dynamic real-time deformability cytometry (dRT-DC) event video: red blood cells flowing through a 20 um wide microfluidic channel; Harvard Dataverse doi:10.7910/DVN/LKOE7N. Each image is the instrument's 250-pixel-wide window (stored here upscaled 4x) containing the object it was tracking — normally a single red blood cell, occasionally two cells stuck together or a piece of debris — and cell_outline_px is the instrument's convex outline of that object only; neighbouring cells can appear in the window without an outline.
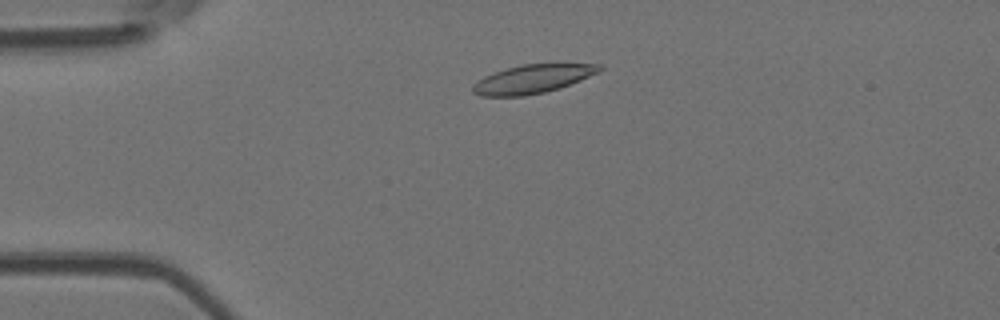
{"species": "Egyptian fruit bat (a non-hibernating species)", "species_latin": "Rousettus aegyptiacus", "temperature_condition": "room temperature", "stored_images_in_passage": 48, "camera_frame_rate_fps": 3000, "um_per_image_px": 0.085, "animal": {"sex": "female"}, "frame": {"image": 1, "passage_image": 8, "time_ms": 2.333, "image_size_px": [1000, 320], "cell_outline_px": [[604, 68], [600, 72], [560, 88], [544, 92], [524, 96], [480, 96], [472, 92], [472, 84], [484, 76], [520, 64], [600, 64]], "centroid_in_image_um": [45.27, 6.72], "position_along_channel_um": 39.7, "area_um2": 21.04}}
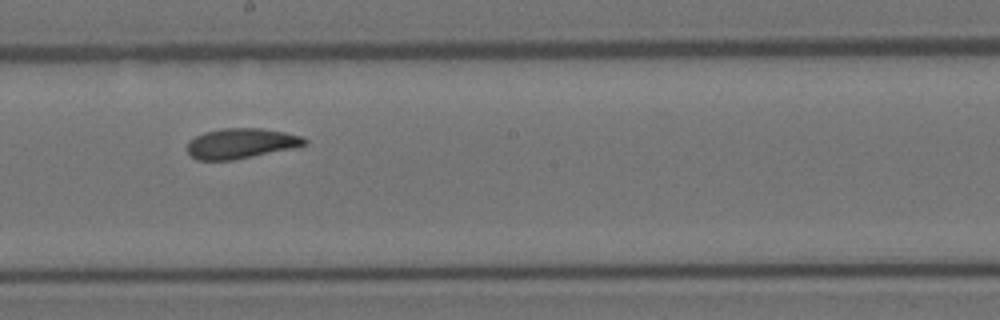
{"frame": {"image": 2, "passage_image": 25, "time_ms": 8.0, "image_size_px": [1000, 320], "cell_outline_px": [[308, 144], [292, 148], [232, 160], [196, 160], [188, 152], [188, 140], [204, 132], [220, 128], [260, 128], [284, 132], [300, 136], [308, 140]], "centroid_in_image_um": [20.46, 12.18], "position_along_channel_um": 227.7, "area_um2": 20.52}}
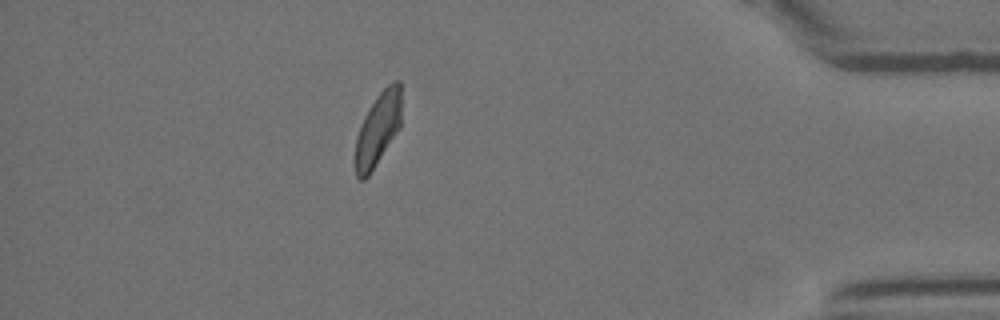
{"frame": {"image": 3, "passage_image": 42, "time_ms": 13.667, "image_size_px": [1000, 320], "cell_outline_px": [[400, 128], [368, 176], [364, 180], [360, 180], [356, 176], [356, 136], [364, 116], [376, 96], [392, 80], [400, 80]], "centroid_in_image_um": [32.12, 10.95], "position_along_channel_um": 403.1, "area_um2": 19.36}, "authors_computed_cell_mechanics": {"area_um2": 21.0392, "velocity_mm_per_s": 3.8607, "shape_relaxation_time_tau1_ms": 4.6975, "shape_relaxation_time_tau2_ms": 3.1511, "deformation_change_tau1": 0.1544, "deformation_change_tau2": 0.0633}}